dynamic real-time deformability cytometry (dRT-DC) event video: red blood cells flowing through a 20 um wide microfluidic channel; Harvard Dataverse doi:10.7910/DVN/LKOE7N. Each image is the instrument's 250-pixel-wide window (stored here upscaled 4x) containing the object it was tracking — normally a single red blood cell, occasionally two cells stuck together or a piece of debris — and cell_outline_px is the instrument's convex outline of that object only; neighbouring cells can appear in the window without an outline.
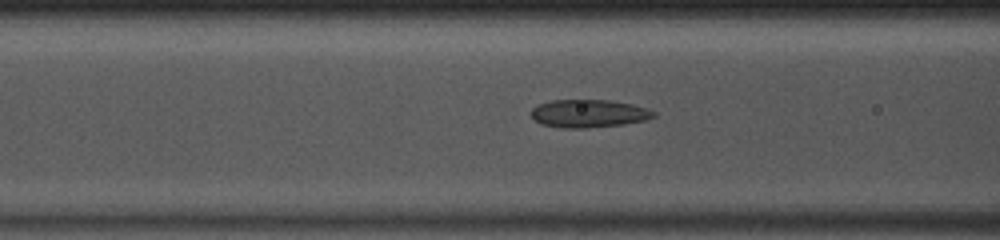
{"species": "common noctule bat (a hibernating species)", "species_latin": "Nyctalus noctula", "temperature_condition": "room temperature", "stored_images_in_passage": 49, "camera_frame_rate_fps": 3000, "um_per_image_px": 0.085, "animal": {"sex": "male", "body_mass_g": 13.0, "forearm_length_mm": 53.1}, "frame": {"image": 1, "passage_image": 20, "time_ms": 6.333, "image_size_px": [1000, 240], "cell_outline_px": [[656, 116], [644, 120], [624, 124], [588, 128], [564, 128], [540, 124], [532, 116], [532, 108], [536, 104], [552, 100], [608, 100], [632, 104], [648, 108], [656, 112]], "centroid_in_image_um": [50.04, 9.64], "position_along_channel_um": 116.6, "area_um2": 20.0}}
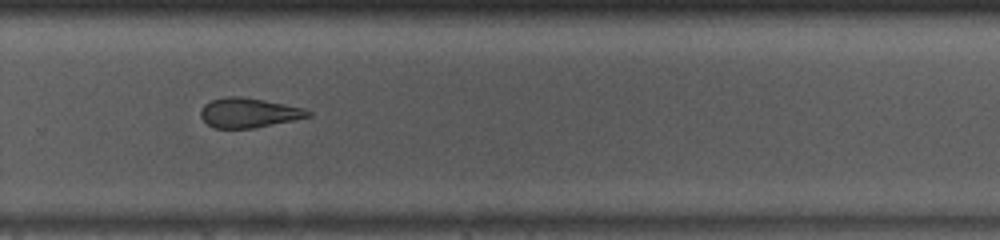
{"frame": {"image": 2, "passage_image": 34, "time_ms": 11.0, "image_size_px": [1000, 240], "cell_outline_px": [[312, 116], [252, 128], [216, 128], [208, 124], [200, 116], [200, 112], [204, 104], [212, 100], [224, 96], [240, 96], [264, 100], [304, 108], [312, 112]], "centroid_in_image_um": [21.13, 9.57], "position_along_channel_um": 308.7, "area_um2": 18.38}}
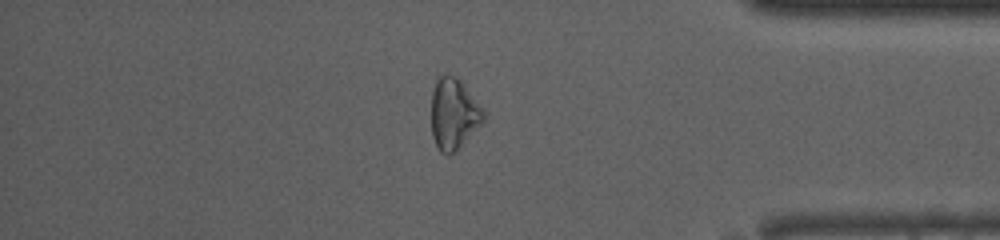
{"frame": {"image": 3, "passage_image": 42, "time_ms": 13.667, "image_size_px": [1000, 240], "cell_outline_px": [[484, 120], [456, 152], [448, 156], [440, 152], [432, 136], [432, 92], [436, 80], [440, 76], [456, 76], [464, 84], [484, 108]], "centroid_in_image_um": [38.58, 9.7], "position_along_channel_um": 396.6, "area_um2": 21.62}, "authors_computed_cell_mechanics": {"area_um2": 20.9814, "velocity_mm_per_s": 4.1119, "shape_relaxation_time_tau1_ms": null, "shape_relaxation_time_tau2_ms": 3.6936, "deformation_change_tau1": null, "deformation_change_tau2": 0.1113}}